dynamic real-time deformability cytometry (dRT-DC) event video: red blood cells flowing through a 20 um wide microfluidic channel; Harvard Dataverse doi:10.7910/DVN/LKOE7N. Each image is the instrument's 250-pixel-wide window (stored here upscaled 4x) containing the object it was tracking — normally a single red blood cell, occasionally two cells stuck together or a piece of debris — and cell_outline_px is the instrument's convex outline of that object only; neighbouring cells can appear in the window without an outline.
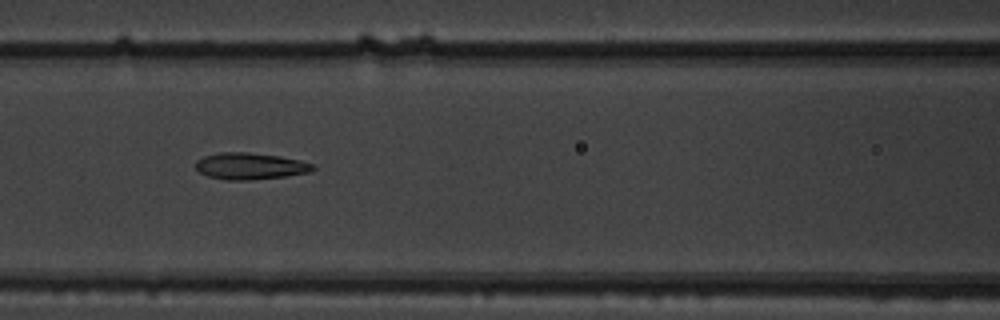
{"species": "common noctule bat (a hibernating species)", "species_latin": "Nyctalus noctula", "temperature_condition": "warm", "stored_images_in_passage": 8, "camera_frame_rate_fps": 3000, "um_per_image_px": 0.085, "animal": {"sex": "male", "body_mass_g": 19.5, "forearm_length_mm": 54.6}, "frame": {"image": 1, "passage_image": 7, "time_ms": 2.0, "image_size_px": [1000, 320], "cell_outline_px": [[316, 168], [312, 172], [288, 176], [248, 180], [224, 180], [208, 176], [200, 172], [196, 168], [196, 160], [204, 156], [220, 152], [248, 152], [280, 156], [300, 160], [312, 164]], "centroid_in_image_um": [21.28, 14.12], "position_along_channel_um": 145.3, "area_um2": 18.32}}
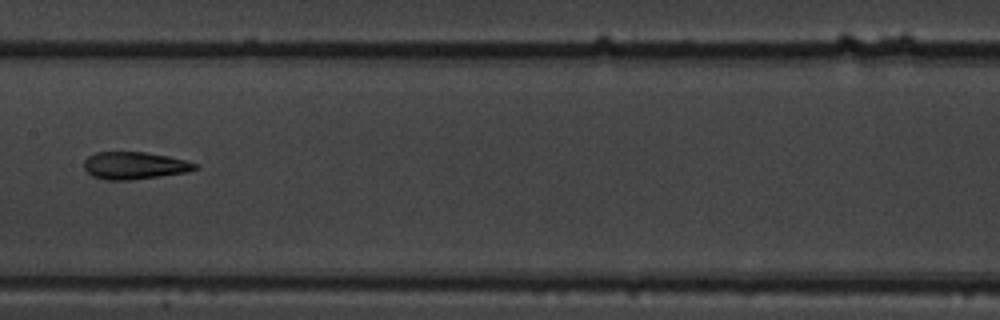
{"frame": {"image": 2, "passage_image": 8, "time_ms": 2.333, "image_size_px": [1000, 320], "cell_outline_px": [[200, 168], [188, 172], [160, 176], [128, 180], [104, 180], [92, 176], [84, 168], [84, 160], [88, 156], [96, 152], [144, 152], [168, 156], [188, 160], [200, 164]], "centroid_in_image_um": [11.48, 14.07], "position_along_channel_um": 195.9, "area_um2": 17.92}}